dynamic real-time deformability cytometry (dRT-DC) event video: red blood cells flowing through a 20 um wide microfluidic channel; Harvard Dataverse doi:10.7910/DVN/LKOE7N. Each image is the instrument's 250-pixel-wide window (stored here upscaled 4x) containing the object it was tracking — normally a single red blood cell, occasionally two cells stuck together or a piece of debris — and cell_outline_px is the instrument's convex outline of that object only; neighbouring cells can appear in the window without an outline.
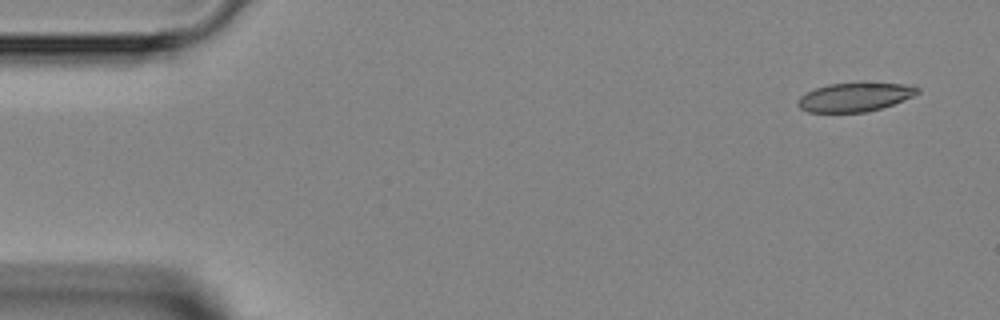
{"species": "Egyptian fruit bat (a non-hibernating species)", "species_latin": "Rousettus aegyptiacus", "temperature_condition": "room temperature", "stored_images_in_passage": 4, "camera_frame_rate_fps": 3000, "um_per_image_px": 0.085, "animal": {"sex": "female"}, "frame": {"image": 1, "passage_image": 4, "time_ms": 4.667, "image_size_px": [1000, 320], "cell_outline_px": [[920, 92], [912, 96], [892, 104], [880, 108], [864, 112], [808, 112], [800, 108], [796, 104], [800, 96], [816, 88], [828, 84], [860, 80], [864, 80], [904, 84], [920, 88]], "centroid_in_image_um": [72.67, 8.2], "position_along_channel_um": 12.3, "area_um2": 20.63}}